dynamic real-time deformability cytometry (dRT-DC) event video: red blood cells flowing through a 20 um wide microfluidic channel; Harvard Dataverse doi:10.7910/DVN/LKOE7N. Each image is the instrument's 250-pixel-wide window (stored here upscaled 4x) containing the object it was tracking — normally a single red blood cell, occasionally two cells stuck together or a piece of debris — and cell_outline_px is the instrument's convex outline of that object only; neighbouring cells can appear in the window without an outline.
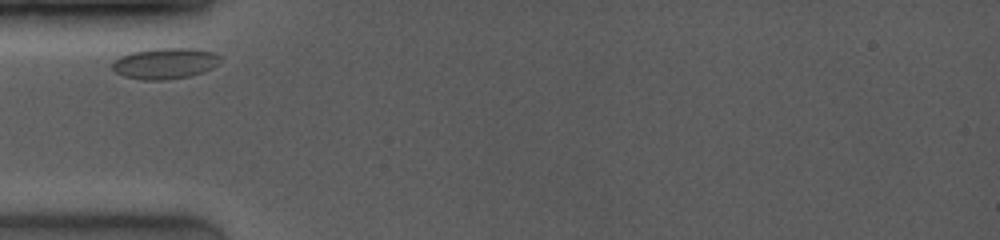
{"species": "common noctule bat (a hibernating species)", "species_latin": "Nyctalus noctula", "temperature_condition": "room temperature", "stored_images_in_passage": 35, "camera_frame_rate_fps": 4000, "um_per_image_px": 0.085, "animal": {"sex": "female", "body_mass_g": 19.0, "forearm_length_mm": 53.3}, "frame": {"image": 1, "passage_image": 1, "time_ms": 0.0, "image_size_px": [1000, 240], "cell_outline_px": [[220, 60], [216, 64], [200, 72], [188, 76], [164, 80], [152, 80], [124, 76], [116, 72], [112, 68], [112, 64], [120, 56], [132, 52], [152, 48], [192, 48], [212, 52], [220, 56]], "centroid_in_image_um": [13.99, 5.37], "position_along_channel_um": 71.0, "area_um2": 19.02}}
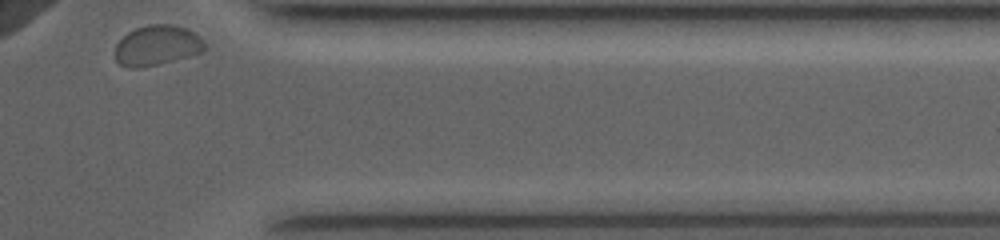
{"frame": {"image": 2, "passage_image": 35, "time_ms": 9.25, "image_size_px": [1000, 240], "cell_outline_px": [[204, 48], [200, 52], [172, 60], [156, 64], [136, 68], [128, 68], [120, 64], [116, 60], [116, 44], [128, 32], [136, 28], [148, 24], [168, 24], [188, 28], [200, 36], [204, 40]], "centroid_in_image_um": [13.33, 3.84], "position_along_channel_um": 398.1, "area_um2": 20.63}}